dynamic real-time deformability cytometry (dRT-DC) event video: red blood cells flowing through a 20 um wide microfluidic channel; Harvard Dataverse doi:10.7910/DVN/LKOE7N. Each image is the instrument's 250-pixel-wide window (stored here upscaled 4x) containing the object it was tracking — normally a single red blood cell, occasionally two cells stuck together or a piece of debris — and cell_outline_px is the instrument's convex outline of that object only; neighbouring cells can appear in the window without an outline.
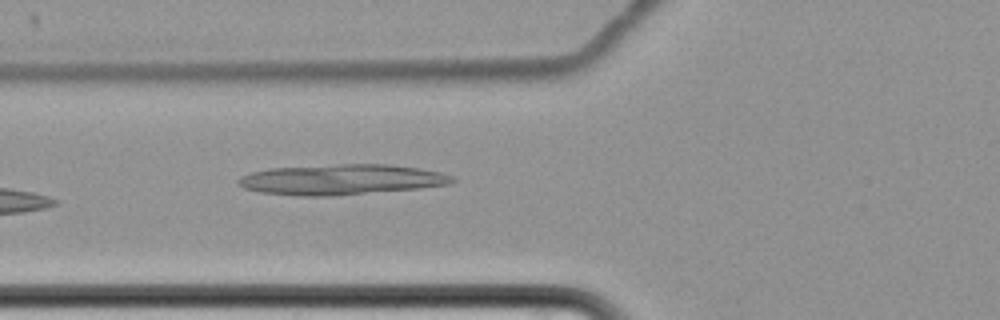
{"species": "common noctule bat (a hibernating species)", "species_latin": "Nyctalus noctula", "temperature_condition": "cold", "stored_images_in_passage": 8, "camera_frame_rate_fps": 3000, "um_per_image_px": 0.085, "animal": {"sex": "female", "body_mass_g": 22.7, "forearm_length_mm": 54.2}, "frame": {"image": 1, "passage_image": 8, "time_ms": 9.333, "image_size_px": [1000, 320], "cell_outline_px": [[456, 180], [448, 184], [420, 188], [336, 196], [300, 196], [260, 192], [244, 188], [236, 184], [236, 180], [240, 176], [252, 172], [272, 168], [340, 164], [392, 164], [420, 168], [440, 172], [452, 176]], "centroid_in_image_um": [29.0, 15.26], "position_along_channel_um": 96.8, "area_um2": 38.09}}